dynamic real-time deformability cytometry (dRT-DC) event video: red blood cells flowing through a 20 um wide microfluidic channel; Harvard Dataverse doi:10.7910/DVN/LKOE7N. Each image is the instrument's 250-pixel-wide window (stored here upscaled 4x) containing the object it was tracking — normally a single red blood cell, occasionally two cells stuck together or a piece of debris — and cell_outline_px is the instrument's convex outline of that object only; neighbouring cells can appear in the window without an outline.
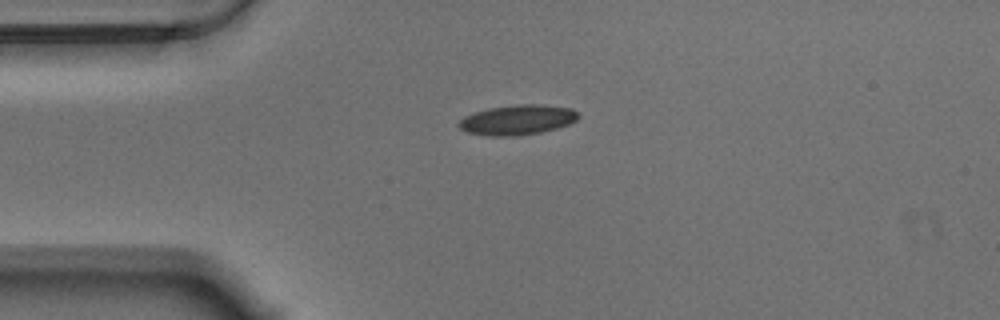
{"species": "Egyptian fruit bat (a non-hibernating species)", "species_latin": "Rousettus aegyptiacus", "temperature_condition": "warm", "stored_images_in_passage": 38, "camera_frame_rate_fps": 3000, "um_per_image_px": 0.085, "animal": {"sex": "male"}, "frame": {"image": 1, "passage_image": 1, "time_ms": 0.0, "image_size_px": [1000, 320], "cell_outline_px": [[580, 116], [576, 120], [568, 124], [556, 128], [540, 132], [516, 136], [488, 136], [468, 132], [460, 128], [460, 120], [464, 116], [476, 112], [492, 108], [516, 104], [536, 104], [572, 108]], "centroid_in_image_um": [44.0, 10.19], "position_along_channel_um": 41.0, "area_um2": 20.58}}
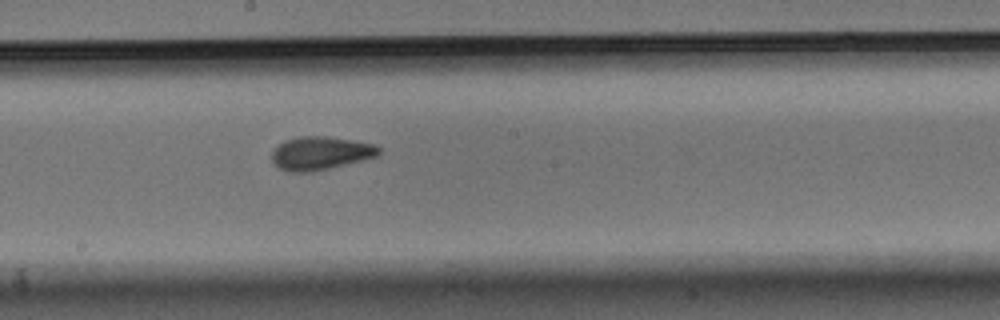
{"frame": {"image": 2, "passage_image": 18, "time_ms": 5.667, "image_size_px": [1000, 320], "cell_outline_px": [[380, 152], [376, 156], [364, 160], [312, 172], [288, 172], [280, 168], [272, 160], [272, 152], [284, 140], [296, 136], [328, 136], [376, 144], [380, 148]], "centroid_in_image_um": [27.25, 13.01], "position_along_channel_um": 220.9, "area_um2": 20.81}}
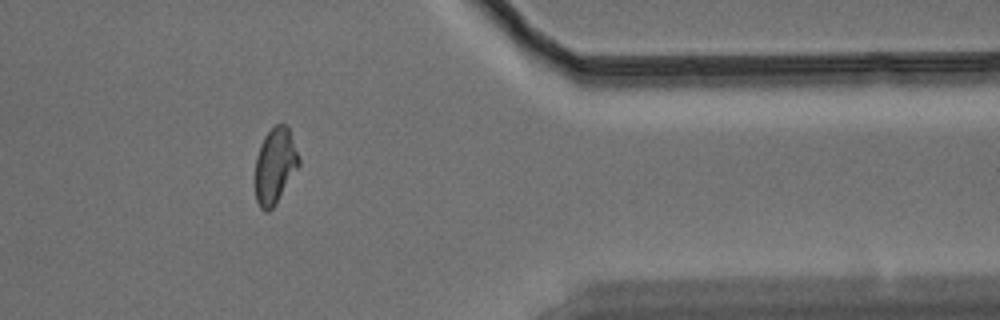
{"frame": {"image": 3, "passage_image": 34, "time_ms": 11.0, "image_size_px": [1000, 320], "cell_outline_px": [[300, 164], [272, 208], [268, 212], [264, 212], [260, 208], [256, 200], [256, 156], [260, 144], [264, 136], [276, 124], [288, 124], [300, 156]], "centroid_in_image_um": [23.39, 14.04], "position_along_channel_um": 388.0, "area_um2": 19.25}, "authors_computed_cell_mechanics": {"area_um2": 20.2011, "velocity_mm_per_s": 3.5199, "shape_relaxation_time_tau1_ms": 6.5674, "shape_relaxation_time_tau2_ms": 1.8315, "deformation_change_tau1": 0.1521, "deformation_change_tau2": 0.0642}}